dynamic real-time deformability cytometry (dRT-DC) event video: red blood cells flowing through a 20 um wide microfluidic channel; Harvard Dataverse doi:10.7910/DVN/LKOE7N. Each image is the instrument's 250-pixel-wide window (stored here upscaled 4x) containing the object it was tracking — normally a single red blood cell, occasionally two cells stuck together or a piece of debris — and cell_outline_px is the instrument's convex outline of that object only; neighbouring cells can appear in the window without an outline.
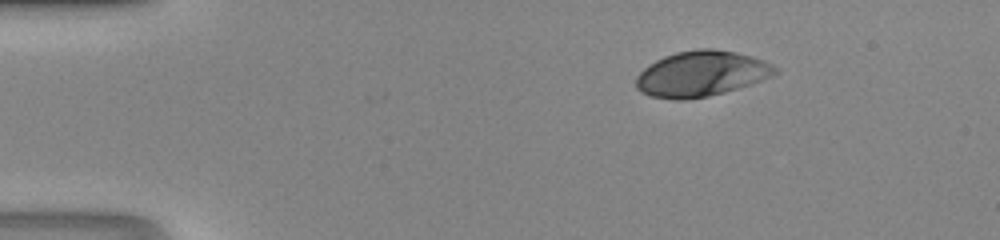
{"species": "human", "species_latin": "Homo sapiens", "temperature_condition": "room temperature", "stored_images_in_passage": 41, "camera_frame_rate_fps": 3000, "um_per_image_px": 0.085, "donor": {"sex": "male"}, "frame": {"image": 1, "passage_image": 1, "time_ms": 0.0, "image_size_px": [1000, 240], "cell_outline_px": [[780, 72], [772, 76], [724, 92], [708, 96], [684, 100], [676, 100], [652, 96], [640, 92], [636, 88], [636, 76], [648, 64], [664, 56], [676, 52], [700, 48], [712, 48], [736, 52], [752, 56], [764, 60], [772, 64]], "centroid_in_image_um": [59.59, 6.26], "position_along_channel_um": 25.4, "area_um2": 36.82}}
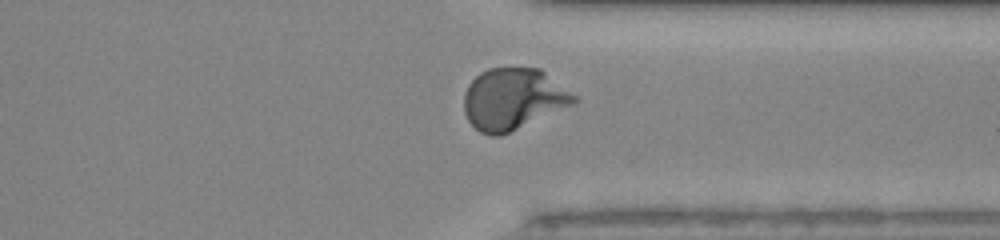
{"frame": {"image": 2, "passage_image": 30, "time_ms": 9.667, "image_size_px": [1000, 240], "cell_outline_px": [[580, 100], [576, 104], [500, 136], [492, 136], [480, 132], [468, 120], [464, 112], [464, 92], [468, 84], [480, 72], [488, 68], [540, 68], [576, 96]], "centroid_in_image_um": [43.62, 8.42], "position_along_channel_um": 367.8, "area_um2": 39.54}}
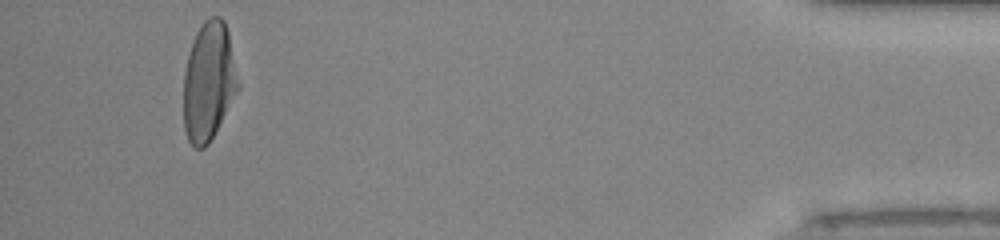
{"frame": {"image": 3, "passage_image": 38, "time_ms": 12.333, "image_size_px": [1000, 240], "cell_outline_px": [[240, 88], [208, 144], [204, 148], [192, 148], [188, 140], [184, 128], [184, 72], [188, 56], [196, 32], [204, 20], [208, 16], [220, 16], [224, 20], [228, 32], [240, 84]], "centroid_in_image_um": [17.75, 6.93], "position_along_channel_um": 417.5, "area_um2": 37.8}}